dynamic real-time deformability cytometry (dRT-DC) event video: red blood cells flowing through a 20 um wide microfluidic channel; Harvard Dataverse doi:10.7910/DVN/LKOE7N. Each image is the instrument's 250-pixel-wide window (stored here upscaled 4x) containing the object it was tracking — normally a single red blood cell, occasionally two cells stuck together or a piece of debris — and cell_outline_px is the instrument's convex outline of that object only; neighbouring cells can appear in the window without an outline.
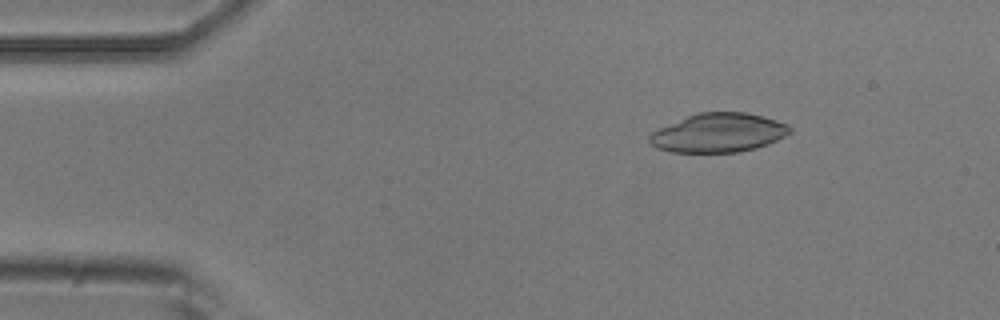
{"species": "common noctule bat (a hibernating species)", "species_latin": "Nyctalus noctula", "temperature_condition": "room temperature", "stored_images_in_passage": 50, "camera_frame_rate_fps": 3000, "um_per_image_px": 0.085, "animal": {"sex": "male", "body_mass_g": 20.5, "forearm_length_mm": 52.5}, "frame": {"image": 1, "passage_image": 5, "time_ms": 1.333, "image_size_px": [1000, 320], "cell_outline_px": [[792, 132], [768, 144], [756, 148], [736, 152], [672, 152], [656, 148], [648, 144], [648, 136], [652, 132], [660, 128], [688, 116], [700, 112], [744, 112], [764, 116], [788, 124], [792, 128]], "centroid_in_image_um": [61.07, 11.29], "position_along_channel_um": 23.9, "area_um2": 31.85}}
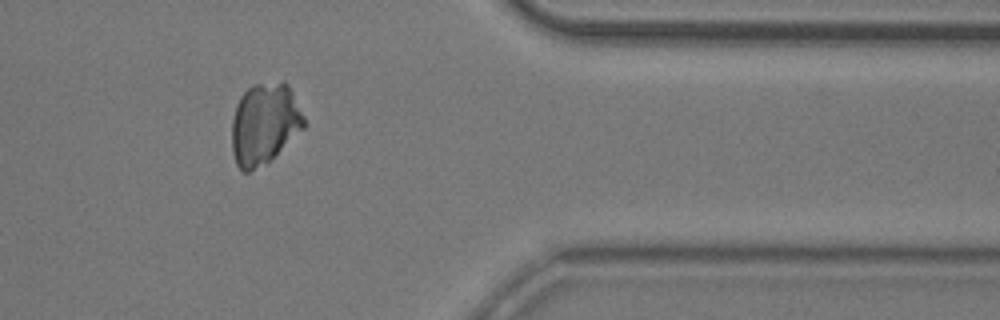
{"frame": {"image": 2, "passage_image": 41, "time_ms": 13.333, "image_size_px": [1000, 320], "cell_outline_px": [[304, 128], [268, 160], [248, 172], [244, 172], [236, 164], [232, 152], [232, 120], [236, 104], [240, 96], [248, 88], [256, 84], [288, 84], [304, 116]], "centroid_in_image_um": [22.44, 10.52], "position_along_channel_um": 389.0, "area_um2": 33.29}}
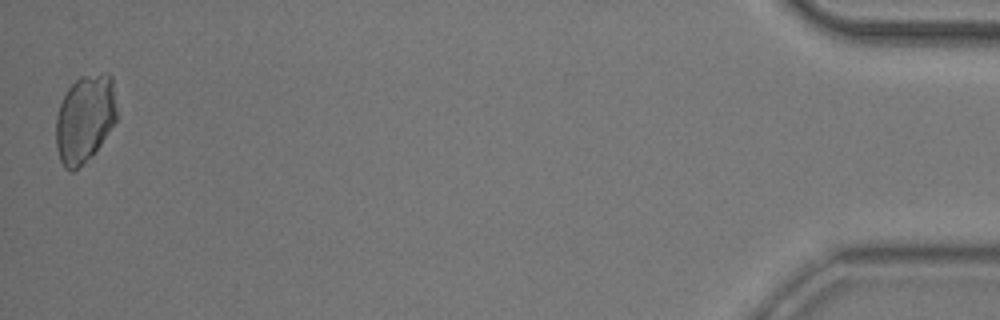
{"frame": {"image": 3, "passage_image": 50, "time_ms": 16.333, "image_size_px": [1000, 320], "cell_outline_px": [[120, 116], [100, 144], [72, 172], [68, 172], [64, 168], [60, 160], [56, 148], [56, 116], [60, 104], [68, 88], [76, 80], [84, 76], [104, 72], [108, 72], [112, 76]], "centroid_in_image_um": [7.25, 10.04], "position_along_channel_um": 428.0, "area_um2": 31.27}}